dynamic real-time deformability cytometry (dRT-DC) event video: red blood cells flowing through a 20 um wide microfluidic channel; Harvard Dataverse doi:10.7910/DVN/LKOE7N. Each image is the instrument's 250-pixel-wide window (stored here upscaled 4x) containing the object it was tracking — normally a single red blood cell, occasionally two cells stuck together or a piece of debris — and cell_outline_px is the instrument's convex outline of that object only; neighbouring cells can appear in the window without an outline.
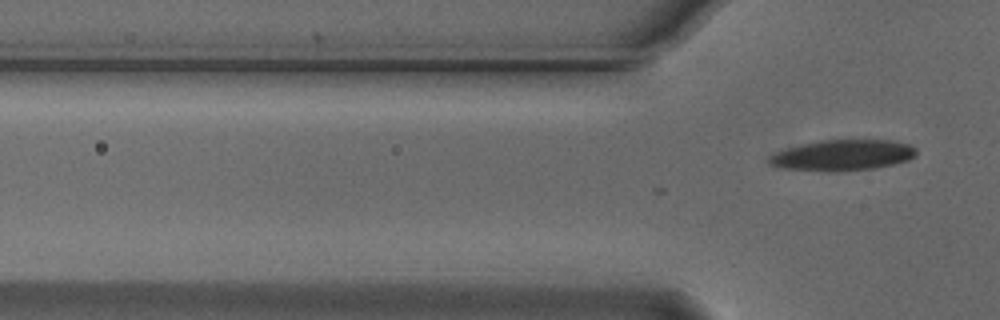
{"species": "Egyptian fruit bat (a non-hibernating species)", "species_latin": "Rousettus aegyptiacus", "temperature_condition": "cold", "stored_images_in_passage": 4, "camera_frame_rate_fps": 3000, "um_per_image_px": 0.085, "animal": {"sex": "male"}, "frame": {"image": 1, "passage_image": 4, "time_ms": 1.0, "image_size_px": [1000, 320], "cell_outline_px": [[916, 156], [908, 160], [876, 168], [836, 172], [824, 172], [780, 168], [768, 164], [768, 160], [776, 152], [788, 148], [820, 140], [892, 140], [908, 144], [916, 148]], "centroid_in_image_um": [71.63, 13.21], "position_along_channel_um": 54.2, "area_um2": 26.53}}